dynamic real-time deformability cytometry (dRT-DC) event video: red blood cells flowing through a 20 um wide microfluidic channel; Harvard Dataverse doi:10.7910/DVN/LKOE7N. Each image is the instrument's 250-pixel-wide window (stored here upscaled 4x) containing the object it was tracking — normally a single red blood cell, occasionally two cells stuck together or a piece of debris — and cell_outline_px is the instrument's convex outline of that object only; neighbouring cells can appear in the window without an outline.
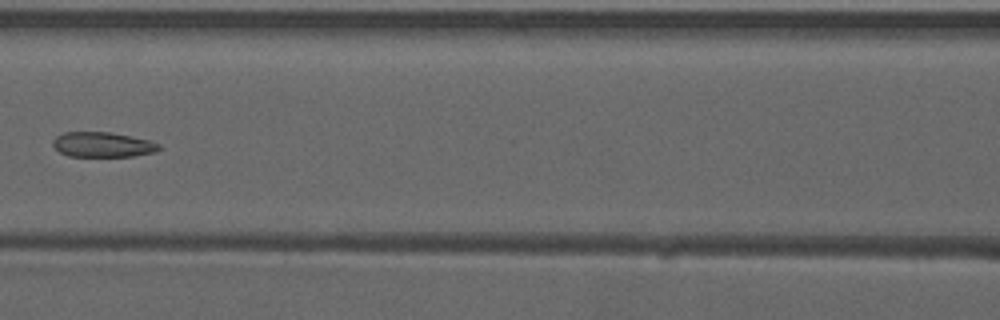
{"species": "common noctule bat (a hibernating species)", "species_latin": "Nyctalus noctula", "temperature_condition": "warm", "stored_images_in_passage": 7, "camera_frame_rate_fps": 3000, "um_per_image_px": 0.085, "animal": {"sex": "male", "forearm_length_mm": 52.5}, "frame": {"image": 1, "passage_image": 7, "time_ms": 2.0, "image_size_px": [1000, 320], "cell_outline_px": [[160, 148], [152, 152], [132, 156], [68, 156], [60, 152], [52, 144], [52, 140], [56, 136], [64, 132], [112, 132], [148, 140], [160, 144]], "centroid_in_image_um": [8.68, 12.28], "position_along_channel_um": 157.9, "area_um2": 15.32}}